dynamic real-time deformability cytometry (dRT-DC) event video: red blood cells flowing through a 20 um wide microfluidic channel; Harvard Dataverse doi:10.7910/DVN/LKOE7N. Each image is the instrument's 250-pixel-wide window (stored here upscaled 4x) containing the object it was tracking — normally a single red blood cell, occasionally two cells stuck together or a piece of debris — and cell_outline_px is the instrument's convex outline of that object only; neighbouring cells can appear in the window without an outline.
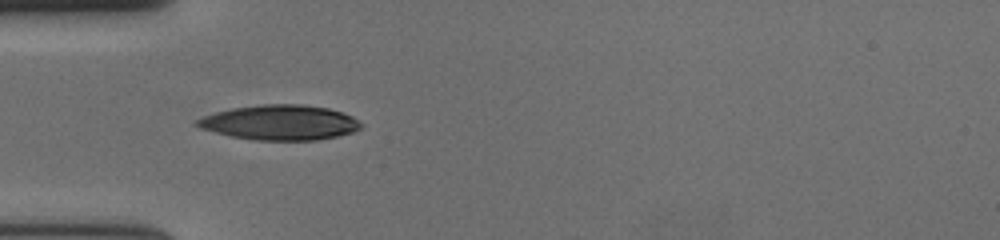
{"species": "human", "species_latin": "Homo sapiens", "temperature_condition": "cold", "stored_images_in_passage": 10, "camera_frame_rate_fps": 3000, "um_per_image_px": 0.085, "donor": {"sex": "female"}, "frame": {"image": 1, "passage_image": 4, "time_ms": 1.0, "image_size_px": [1000, 240], "cell_outline_px": [[364, 124], [360, 128], [352, 132], [336, 136], [316, 140], [248, 140], [200, 128], [192, 124], [196, 120], [204, 116], [216, 112], [232, 108], [264, 104], [304, 104], [328, 108], [352, 116]], "centroid_in_image_um": [23.78, 10.41], "position_along_channel_um": 61.2, "area_um2": 33.41}}
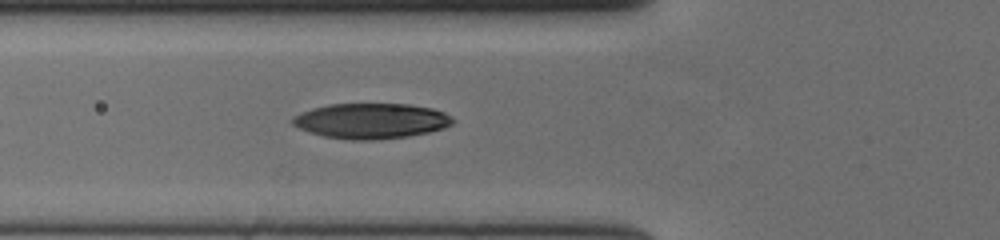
{"frame": {"image": 2, "passage_image": 7, "time_ms": 2.0, "image_size_px": [1000, 240], "cell_outline_px": [[456, 120], [452, 124], [444, 128], [428, 132], [408, 136], [376, 140], [348, 140], [324, 136], [308, 132], [292, 124], [288, 120], [292, 116], [300, 112], [312, 108], [328, 104], [408, 104], [432, 108], [444, 112], [452, 116]], "centroid_in_image_um": [31.52, 10.28], "position_along_channel_um": 94.3, "area_um2": 33.35}}